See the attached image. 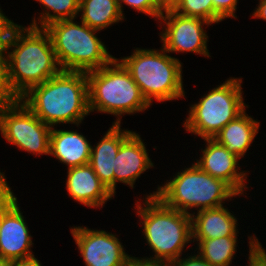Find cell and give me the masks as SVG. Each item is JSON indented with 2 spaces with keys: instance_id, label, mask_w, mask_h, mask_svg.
Instances as JSON below:
<instances>
[{
  "instance_id": "5",
  "label": "cell",
  "mask_w": 266,
  "mask_h": 266,
  "mask_svg": "<svg viewBox=\"0 0 266 266\" xmlns=\"http://www.w3.org/2000/svg\"><path fill=\"white\" fill-rule=\"evenodd\" d=\"M155 196L167 207L192 215V209L198 212L218 208L224 206L226 200L231 201L240 195L228 183L192 163V166L177 172L164 185H158L155 192L145 194V198Z\"/></svg>"
},
{
  "instance_id": "14",
  "label": "cell",
  "mask_w": 266,
  "mask_h": 266,
  "mask_svg": "<svg viewBox=\"0 0 266 266\" xmlns=\"http://www.w3.org/2000/svg\"><path fill=\"white\" fill-rule=\"evenodd\" d=\"M145 145L140 135L135 131L121 143L113 167L114 196L118 182L134 188L135 182L141 174L154 167Z\"/></svg>"
},
{
  "instance_id": "36",
  "label": "cell",
  "mask_w": 266,
  "mask_h": 266,
  "mask_svg": "<svg viewBox=\"0 0 266 266\" xmlns=\"http://www.w3.org/2000/svg\"><path fill=\"white\" fill-rule=\"evenodd\" d=\"M253 245L266 257V249H264L261 245V243L258 241V238L255 235L254 243Z\"/></svg>"
},
{
  "instance_id": "29",
  "label": "cell",
  "mask_w": 266,
  "mask_h": 266,
  "mask_svg": "<svg viewBox=\"0 0 266 266\" xmlns=\"http://www.w3.org/2000/svg\"><path fill=\"white\" fill-rule=\"evenodd\" d=\"M13 190L6 181L5 173L0 170V206L13 194Z\"/></svg>"
},
{
  "instance_id": "2",
  "label": "cell",
  "mask_w": 266,
  "mask_h": 266,
  "mask_svg": "<svg viewBox=\"0 0 266 266\" xmlns=\"http://www.w3.org/2000/svg\"><path fill=\"white\" fill-rule=\"evenodd\" d=\"M39 119L51 127L74 124L90 115L86 72L61 70L19 98Z\"/></svg>"
},
{
  "instance_id": "33",
  "label": "cell",
  "mask_w": 266,
  "mask_h": 266,
  "mask_svg": "<svg viewBox=\"0 0 266 266\" xmlns=\"http://www.w3.org/2000/svg\"><path fill=\"white\" fill-rule=\"evenodd\" d=\"M12 33H0V57H7L8 43Z\"/></svg>"
},
{
  "instance_id": "13",
  "label": "cell",
  "mask_w": 266,
  "mask_h": 266,
  "mask_svg": "<svg viewBox=\"0 0 266 266\" xmlns=\"http://www.w3.org/2000/svg\"><path fill=\"white\" fill-rule=\"evenodd\" d=\"M204 141L206 147L201 148L202 154L199 160L196 159V165L209 175L228 183L239 195L245 196L244 192L249 188L246 184L249 173L240 170V158L213 138H204Z\"/></svg>"
},
{
  "instance_id": "1",
  "label": "cell",
  "mask_w": 266,
  "mask_h": 266,
  "mask_svg": "<svg viewBox=\"0 0 266 266\" xmlns=\"http://www.w3.org/2000/svg\"><path fill=\"white\" fill-rule=\"evenodd\" d=\"M60 71L48 32L17 24L9 39L5 63L6 99H19Z\"/></svg>"
},
{
  "instance_id": "6",
  "label": "cell",
  "mask_w": 266,
  "mask_h": 266,
  "mask_svg": "<svg viewBox=\"0 0 266 266\" xmlns=\"http://www.w3.org/2000/svg\"><path fill=\"white\" fill-rule=\"evenodd\" d=\"M117 58L130 72L147 102H166L185 97L182 63L161 49L136 48ZM154 99V100H153Z\"/></svg>"
},
{
  "instance_id": "15",
  "label": "cell",
  "mask_w": 266,
  "mask_h": 266,
  "mask_svg": "<svg viewBox=\"0 0 266 266\" xmlns=\"http://www.w3.org/2000/svg\"><path fill=\"white\" fill-rule=\"evenodd\" d=\"M66 190L74 201L90 208L101 209L107 201L114 199L89 163L67 168Z\"/></svg>"
},
{
  "instance_id": "11",
  "label": "cell",
  "mask_w": 266,
  "mask_h": 266,
  "mask_svg": "<svg viewBox=\"0 0 266 266\" xmlns=\"http://www.w3.org/2000/svg\"><path fill=\"white\" fill-rule=\"evenodd\" d=\"M70 232L86 266H128L131 255L115 233L86 226L71 227Z\"/></svg>"
},
{
  "instance_id": "23",
  "label": "cell",
  "mask_w": 266,
  "mask_h": 266,
  "mask_svg": "<svg viewBox=\"0 0 266 266\" xmlns=\"http://www.w3.org/2000/svg\"><path fill=\"white\" fill-rule=\"evenodd\" d=\"M173 11L182 16L202 18L212 24L223 21L215 12L212 0H181Z\"/></svg>"
},
{
  "instance_id": "10",
  "label": "cell",
  "mask_w": 266,
  "mask_h": 266,
  "mask_svg": "<svg viewBox=\"0 0 266 266\" xmlns=\"http://www.w3.org/2000/svg\"><path fill=\"white\" fill-rule=\"evenodd\" d=\"M158 22L159 27L163 25L159 33L162 47L169 54L192 52L211 57L207 48L208 34L203 27L212 23L198 17L182 16L173 10L163 11Z\"/></svg>"
},
{
  "instance_id": "12",
  "label": "cell",
  "mask_w": 266,
  "mask_h": 266,
  "mask_svg": "<svg viewBox=\"0 0 266 266\" xmlns=\"http://www.w3.org/2000/svg\"><path fill=\"white\" fill-rule=\"evenodd\" d=\"M13 193L1 205L0 260L13 262L35 256L32 236Z\"/></svg>"
},
{
  "instance_id": "8",
  "label": "cell",
  "mask_w": 266,
  "mask_h": 266,
  "mask_svg": "<svg viewBox=\"0 0 266 266\" xmlns=\"http://www.w3.org/2000/svg\"><path fill=\"white\" fill-rule=\"evenodd\" d=\"M242 78L229 77L217 85L193 105L183 127L186 132L204 138H213L230 121L241 115L246 108L242 91Z\"/></svg>"
},
{
  "instance_id": "20",
  "label": "cell",
  "mask_w": 266,
  "mask_h": 266,
  "mask_svg": "<svg viewBox=\"0 0 266 266\" xmlns=\"http://www.w3.org/2000/svg\"><path fill=\"white\" fill-rule=\"evenodd\" d=\"M79 14L84 24L98 31L125 19L117 0H80Z\"/></svg>"
},
{
  "instance_id": "22",
  "label": "cell",
  "mask_w": 266,
  "mask_h": 266,
  "mask_svg": "<svg viewBox=\"0 0 266 266\" xmlns=\"http://www.w3.org/2000/svg\"><path fill=\"white\" fill-rule=\"evenodd\" d=\"M44 7L36 20L32 19L30 26L44 28L48 24L67 19H76L79 15L80 0H35ZM47 9V10H46ZM38 21V22H37Z\"/></svg>"
},
{
  "instance_id": "27",
  "label": "cell",
  "mask_w": 266,
  "mask_h": 266,
  "mask_svg": "<svg viewBox=\"0 0 266 266\" xmlns=\"http://www.w3.org/2000/svg\"><path fill=\"white\" fill-rule=\"evenodd\" d=\"M186 255V257L182 258V256L177 259L176 261H174L171 265L172 266H213L211 265L207 260H205L204 258H202L198 253L197 254H193L191 253Z\"/></svg>"
},
{
  "instance_id": "26",
  "label": "cell",
  "mask_w": 266,
  "mask_h": 266,
  "mask_svg": "<svg viewBox=\"0 0 266 266\" xmlns=\"http://www.w3.org/2000/svg\"><path fill=\"white\" fill-rule=\"evenodd\" d=\"M255 234L248 236L249 243V255L247 266H266V257L253 245Z\"/></svg>"
},
{
  "instance_id": "35",
  "label": "cell",
  "mask_w": 266,
  "mask_h": 266,
  "mask_svg": "<svg viewBox=\"0 0 266 266\" xmlns=\"http://www.w3.org/2000/svg\"><path fill=\"white\" fill-rule=\"evenodd\" d=\"M181 0H160L163 11L173 10Z\"/></svg>"
},
{
  "instance_id": "31",
  "label": "cell",
  "mask_w": 266,
  "mask_h": 266,
  "mask_svg": "<svg viewBox=\"0 0 266 266\" xmlns=\"http://www.w3.org/2000/svg\"><path fill=\"white\" fill-rule=\"evenodd\" d=\"M7 57H0V101L6 99L5 63Z\"/></svg>"
},
{
  "instance_id": "19",
  "label": "cell",
  "mask_w": 266,
  "mask_h": 266,
  "mask_svg": "<svg viewBox=\"0 0 266 266\" xmlns=\"http://www.w3.org/2000/svg\"><path fill=\"white\" fill-rule=\"evenodd\" d=\"M260 128V121L252 118L246 110L236 119L230 121L214 137L230 153L243 158L253 143Z\"/></svg>"
},
{
  "instance_id": "17",
  "label": "cell",
  "mask_w": 266,
  "mask_h": 266,
  "mask_svg": "<svg viewBox=\"0 0 266 266\" xmlns=\"http://www.w3.org/2000/svg\"><path fill=\"white\" fill-rule=\"evenodd\" d=\"M192 242L201 239H215L239 236L238 220L225 206L192 213Z\"/></svg>"
},
{
  "instance_id": "34",
  "label": "cell",
  "mask_w": 266,
  "mask_h": 266,
  "mask_svg": "<svg viewBox=\"0 0 266 266\" xmlns=\"http://www.w3.org/2000/svg\"><path fill=\"white\" fill-rule=\"evenodd\" d=\"M252 17L266 21V0H259L258 6L255 8Z\"/></svg>"
},
{
  "instance_id": "32",
  "label": "cell",
  "mask_w": 266,
  "mask_h": 266,
  "mask_svg": "<svg viewBox=\"0 0 266 266\" xmlns=\"http://www.w3.org/2000/svg\"><path fill=\"white\" fill-rule=\"evenodd\" d=\"M38 260L35 256L30 258L16 260L9 263V266H42L41 261Z\"/></svg>"
},
{
  "instance_id": "24",
  "label": "cell",
  "mask_w": 266,
  "mask_h": 266,
  "mask_svg": "<svg viewBox=\"0 0 266 266\" xmlns=\"http://www.w3.org/2000/svg\"><path fill=\"white\" fill-rule=\"evenodd\" d=\"M120 11L124 17L123 3L139 13H144L150 18H154L155 21L159 20V17L163 13L160 0H117ZM157 18V19H156Z\"/></svg>"
},
{
  "instance_id": "28",
  "label": "cell",
  "mask_w": 266,
  "mask_h": 266,
  "mask_svg": "<svg viewBox=\"0 0 266 266\" xmlns=\"http://www.w3.org/2000/svg\"><path fill=\"white\" fill-rule=\"evenodd\" d=\"M128 266H172L170 263L162 261H151L142 257L131 256Z\"/></svg>"
},
{
  "instance_id": "16",
  "label": "cell",
  "mask_w": 266,
  "mask_h": 266,
  "mask_svg": "<svg viewBox=\"0 0 266 266\" xmlns=\"http://www.w3.org/2000/svg\"><path fill=\"white\" fill-rule=\"evenodd\" d=\"M133 131L121 129V125L112 124L96 146H92L89 164L100 181L114 195V172L115 157L121 143Z\"/></svg>"
},
{
  "instance_id": "30",
  "label": "cell",
  "mask_w": 266,
  "mask_h": 266,
  "mask_svg": "<svg viewBox=\"0 0 266 266\" xmlns=\"http://www.w3.org/2000/svg\"><path fill=\"white\" fill-rule=\"evenodd\" d=\"M17 24L10 20L0 8V33H12Z\"/></svg>"
},
{
  "instance_id": "21",
  "label": "cell",
  "mask_w": 266,
  "mask_h": 266,
  "mask_svg": "<svg viewBox=\"0 0 266 266\" xmlns=\"http://www.w3.org/2000/svg\"><path fill=\"white\" fill-rule=\"evenodd\" d=\"M237 236L201 239L197 253L213 266H231L238 246Z\"/></svg>"
},
{
  "instance_id": "3",
  "label": "cell",
  "mask_w": 266,
  "mask_h": 266,
  "mask_svg": "<svg viewBox=\"0 0 266 266\" xmlns=\"http://www.w3.org/2000/svg\"><path fill=\"white\" fill-rule=\"evenodd\" d=\"M144 199L136 200L134 209L154 255L143 258L172 264L192 242L191 215L167 207L157 196Z\"/></svg>"
},
{
  "instance_id": "7",
  "label": "cell",
  "mask_w": 266,
  "mask_h": 266,
  "mask_svg": "<svg viewBox=\"0 0 266 266\" xmlns=\"http://www.w3.org/2000/svg\"><path fill=\"white\" fill-rule=\"evenodd\" d=\"M44 29L50 35L57 62L64 71L88 72L108 65L115 57L97 36L98 30L75 19L58 20Z\"/></svg>"
},
{
  "instance_id": "38",
  "label": "cell",
  "mask_w": 266,
  "mask_h": 266,
  "mask_svg": "<svg viewBox=\"0 0 266 266\" xmlns=\"http://www.w3.org/2000/svg\"><path fill=\"white\" fill-rule=\"evenodd\" d=\"M0 227H1V206H0Z\"/></svg>"
},
{
  "instance_id": "4",
  "label": "cell",
  "mask_w": 266,
  "mask_h": 266,
  "mask_svg": "<svg viewBox=\"0 0 266 266\" xmlns=\"http://www.w3.org/2000/svg\"><path fill=\"white\" fill-rule=\"evenodd\" d=\"M89 112L116 116L112 124L121 125L124 114L144 112L150 104L124 65L114 58L100 69L86 72Z\"/></svg>"
},
{
  "instance_id": "18",
  "label": "cell",
  "mask_w": 266,
  "mask_h": 266,
  "mask_svg": "<svg viewBox=\"0 0 266 266\" xmlns=\"http://www.w3.org/2000/svg\"><path fill=\"white\" fill-rule=\"evenodd\" d=\"M91 143L77 130L55 129L50 132L49 155L70 167L89 163Z\"/></svg>"
},
{
  "instance_id": "37",
  "label": "cell",
  "mask_w": 266,
  "mask_h": 266,
  "mask_svg": "<svg viewBox=\"0 0 266 266\" xmlns=\"http://www.w3.org/2000/svg\"><path fill=\"white\" fill-rule=\"evenodd\" d=\"M0 266H9V263L0 260Z\"/></svg>"
},
{
  "instance_id": "25",
  "label": "cell",
  "mask_w": 266,
  "mask_h": 266,
  "mask_svg": "<svg viewBox=\"0 0 266 266\" xmlns=\"http://www.w3.org/2000/svg\"><path fill=\"white\" fill-rule=\"evenodd\" d=\"M215 12L223 19L236 18V9L239 0H212Z\"/></svg>"
},
{
  "instance_id": "9",
  "label": "cell",
  "mask_w": 266,
  "mask_h": 266,
  "mask_svg": "<svg viewBox=\"0 0 266 266\" xmlns=\"http://www.w3.org/2000/svg\"><path fill=\"white\" fill-rule=\"evenodd\" d=\"M51 129L20 99L0 101V133L18 149L36 156L49 155Z\"/></svg>"
}]
</instances>
